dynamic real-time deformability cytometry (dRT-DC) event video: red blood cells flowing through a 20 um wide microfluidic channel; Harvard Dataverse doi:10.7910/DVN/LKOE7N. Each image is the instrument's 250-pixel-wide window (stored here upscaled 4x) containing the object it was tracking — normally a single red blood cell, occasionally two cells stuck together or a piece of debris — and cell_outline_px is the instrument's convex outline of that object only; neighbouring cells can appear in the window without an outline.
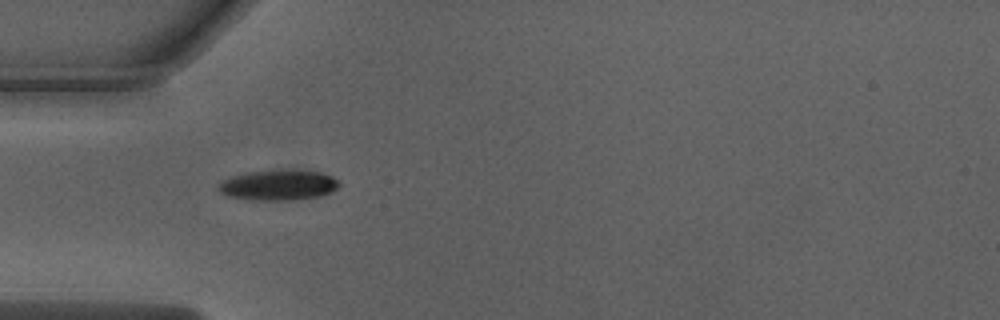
{"species": "Egyptian fruit bat (a non-hibernating species)", "species_latin": "Rousettus aegyptiacus", "temperature_condition": "warm", "stored_images_in_passage": 13, "camera_frame_rate_fps": 3000, "um_per_image_px": 0.085, "animal": {"sex": "male"}, "frame": {"image": 1, "passage_image": 1, "time_ms": 0.0, "image_size_px": [1000, 320], "cell_outline_px": [[340, 184], [332, 192], [320, 196], [296, 200], [256, 200], [228, 196], [220, 192], [216, 188], [224, 180], [232, 176], [248, 172], [320, 172], [332, 176]], "centroid_in_image_um": [23.66, 15.78], "position_along_channel_um": 61.3, "area_um2": 20.58}}
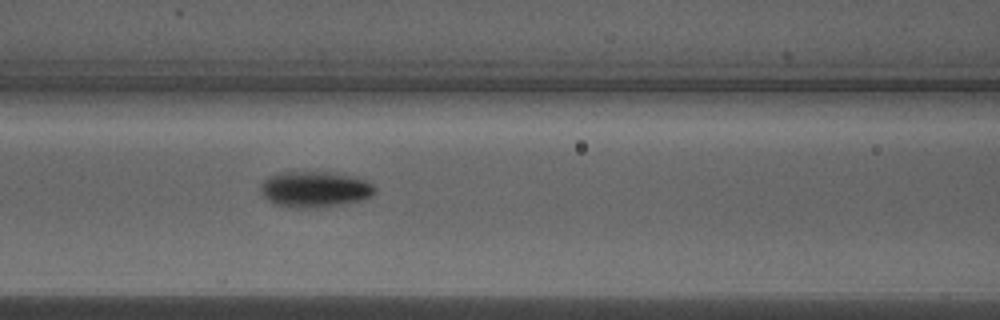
{"frame": {"image": 2, "passage_image": 7, "time_ms": 2.0, "image_size_px": [1000, 320], "cell_outline_px": [[376, 192], [368, 196], [356, 200], [316, 208], [296, 208], [276, 204], [268, 200], [260, 192], [260, 184], [268, 176], [280, 172], [328, 172], [348, 176], [364, 180], [372, 184], [376, 188]], "centroid_in_image_um": [26.67, 16.08], "position_along_channel_um": 139.9, "area_um2": 23.41}}
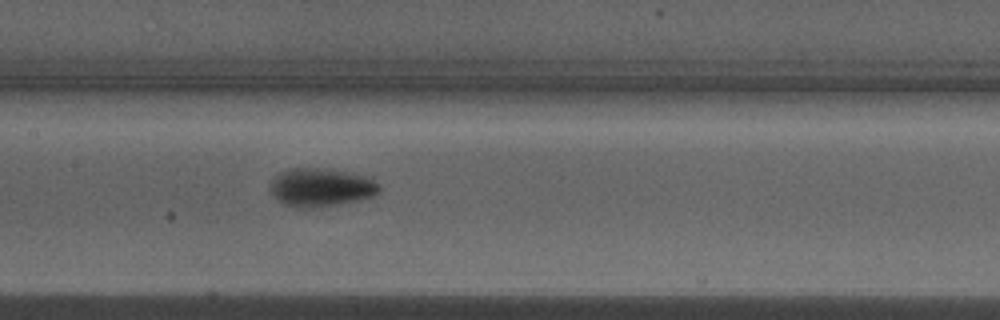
{"frame": {"image": 3, "passage_image": 10, "time_ms": 3.0, "image_size_px": [1000, 320], "cell_outline_px": [[380, 192], [372, 196], [356, 200], [336, 204], [308, 208], [296, 208], [284, 204], [268, 192], [268, 184], [280, 172], [288, 168], [316, 168], [344, 172], [368, 176], [380, 184]], "centroid_in_image_um": [27.23, 15.93], "position_along_channel_um": 180.2, "area_um2": 24.33}}